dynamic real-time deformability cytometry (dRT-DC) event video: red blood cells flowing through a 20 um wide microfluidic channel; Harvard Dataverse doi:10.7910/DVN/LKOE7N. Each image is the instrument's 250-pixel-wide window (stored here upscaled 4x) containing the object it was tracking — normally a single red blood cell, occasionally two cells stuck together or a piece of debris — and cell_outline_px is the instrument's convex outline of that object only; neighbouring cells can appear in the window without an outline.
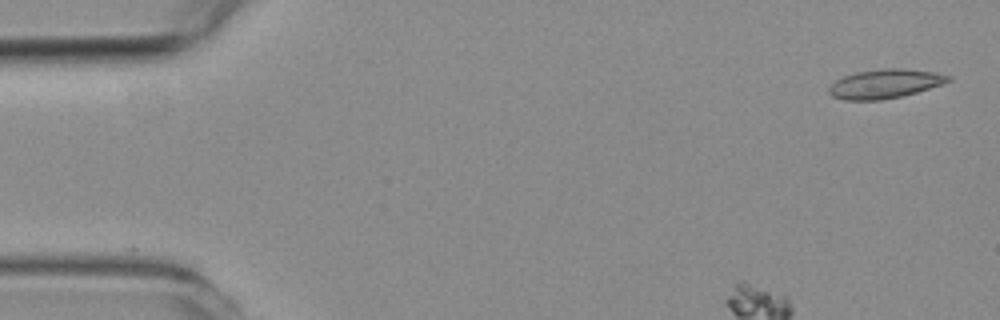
{"species": "common noctule bat (a hibernating species)", "species_latin": "Nyctalus noctula", "temperature_condition": "room temperature", "stored_images_in_passage": 52, "camera_frame_rate_fps": 3000, "um_per_image_px": 0.085, "animal": {"sex": "female", "body_mass_g": 19.3, "forearm_length_mm": 54.1}, "frame": {"image": 1, "passage_image": 1, "time_ms": 0.0, "image_size_px": [1000, 320], "cell_outline_px": [[952, 80], [944, 84], [916, 92], [900, 96], [880, 100], [844, 100], [832, 96], [828, 92], [828, 88], [836, 80], [844, 76], [856, 72], [884, 68], [904, 68], [936, 72], [952, 76]], "centroid_in_image_um": [75.25, 7.11], "position_along_channel_um": 9.8, "area_um2": 20.29}}
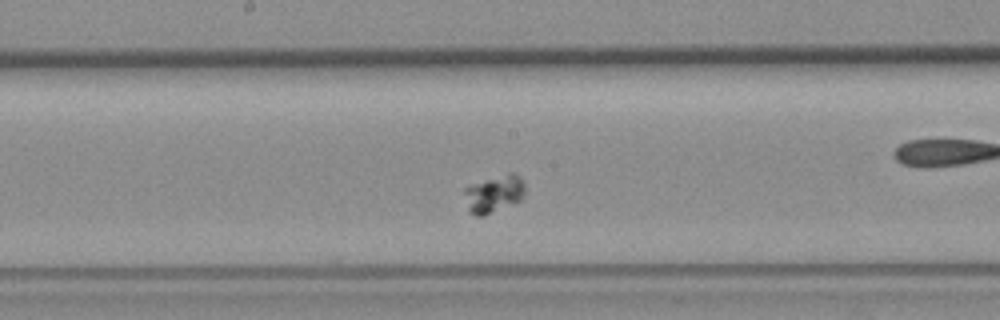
{"frame": {"image": 2, "passage_image": 24, "time_ms": 7.667, "image_size_px": [1000, 320], "cell_outline_px": [[524, 196], [520, 200], [484, 216], [476, 216], [468, 212], [464, 192], [464, 188], [472, 184], [508, 172], [512, 172], [520, 176], [524, 180]], "centroid_in_image_um": [41.99, 16.47], "position_along_channel_um": 206.2, "area_um2": 13.29}}
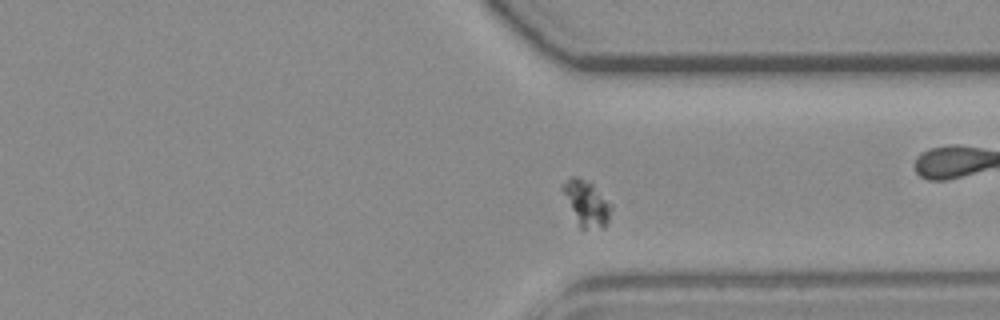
{"frame": {"image": 3, "passage_image": 37, "time_ms": 12.0, "image_size_px": [1000, 320], "cell_outline_px": [[612, 208], [608, 220], [604, 228], [580, 228], [560, 188], [572, 176], [576, 176], [588, 180], [612, 204]], "centroid_in_image_um": [49.87, 17.27], "position_along_channel_um": 361.5, "area_um2": 12.66}}